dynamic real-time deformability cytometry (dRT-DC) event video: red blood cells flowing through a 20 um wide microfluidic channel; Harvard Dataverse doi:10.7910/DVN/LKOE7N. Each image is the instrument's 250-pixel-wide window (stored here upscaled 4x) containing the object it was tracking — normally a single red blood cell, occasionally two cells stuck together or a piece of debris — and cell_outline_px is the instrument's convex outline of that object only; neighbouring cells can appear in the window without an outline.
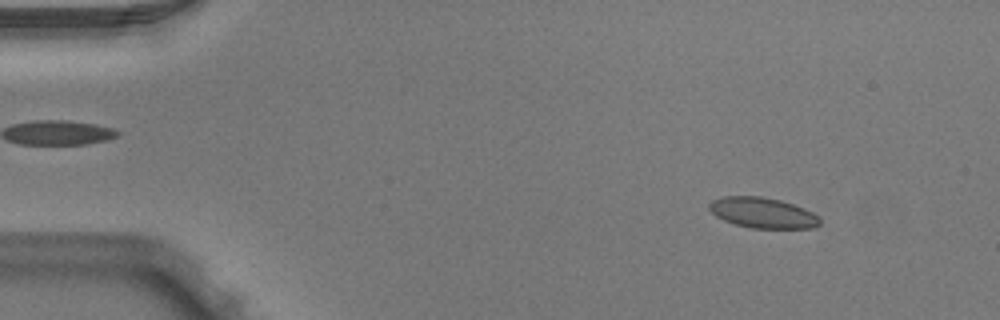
{"species": "Egyptian fruit bat (a non-hibernating species)", "species_latin": "Rousettus aegyptiacus", "temperature_condition": "warm", "stored_images_in_passage": 51, "camera_frame_rate_fps": 3000, "um_per_image_px": 0.085, "animal": {"sex": "male"}, "frame": {"image": 1, "passage_image": 6, "time_ms": 1.667, "image_size_px": [1000, 320], "cell_outline_px": [[820, 224], [812, 228], [752, 228], [736, 224], [724, 220], [716, 216], [708, 208], [708, 204], [712, 200], [724, 196], [760, 196], [780, 200], [804, 208], [820, 216]], "centroid_in_image_um": [64.83, 18.08], "position_along_channel_um": 20.2, "area_um2": 19.65}}
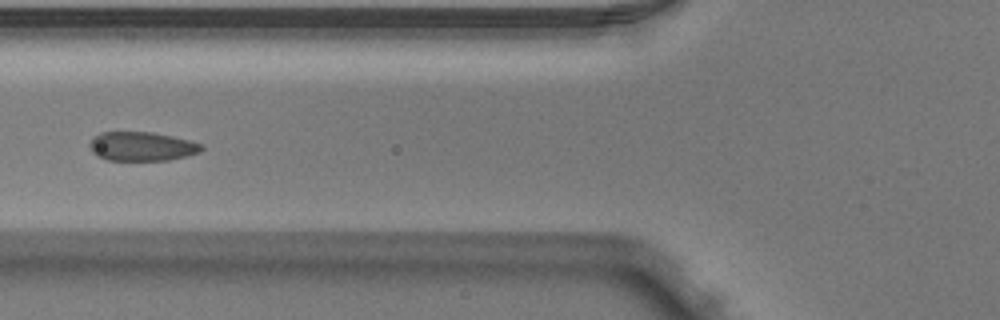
{"frame": {"image": 2, "passage_image": 20, "time_ms": 6.333, "image_size_px": [1000, 320], "cell_outline_px": [[204, 148], [200, 152], [168, 160], [108, 160], [96, 156], [88, 148], [88, 144], [92, 136], [100, 132], [152, 132], [172, 136], [204, 144]], "centroid_in_image_um": [12.0, 12.43], "position_along_channel_um": 113.8, "area_um2": 19.13}}
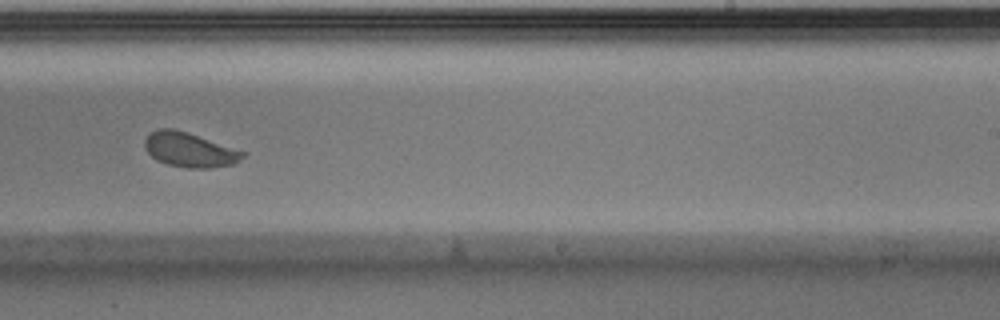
{"frame": {"image": 3, "passage_image": 32, "time_ms": 10.333, "image_size_px": [1000, 320], "cell_outline_px": [[248, 152], [244, 156], [232, 164], [208, 168], [188, 168], [168, 164], [156, 160], [144, 148], [144, 140], [152, 132], [160, 128], [172, 128]], "centroid_in_image_um": [16.1, 12.74], "position_along_channel_um": 272.9, "area_um2": 19.42}, "authors_computed_cell_mechanics": {"area_um2": 19.8254, "velocity_mm_per_s": 3.9839, "shape_relaxation_time_tau1_ms": 2.8441, "shape_relaxation_time_tau2_ms": null, "deformation_change_tau1": 0.0975, "deformation_change_tau2": null}}